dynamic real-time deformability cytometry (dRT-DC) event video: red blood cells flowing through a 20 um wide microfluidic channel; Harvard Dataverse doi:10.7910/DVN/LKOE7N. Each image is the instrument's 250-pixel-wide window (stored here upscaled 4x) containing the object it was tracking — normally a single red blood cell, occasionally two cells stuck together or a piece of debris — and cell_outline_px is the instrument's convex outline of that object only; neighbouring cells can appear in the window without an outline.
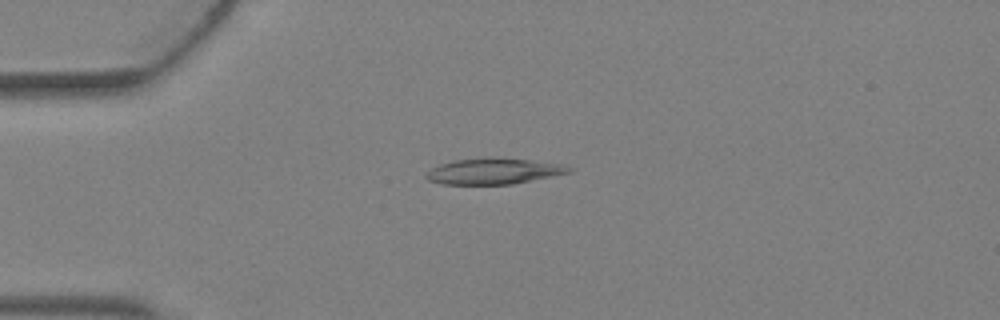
{"species": "Egyptian fruit bat (a non-hibernating species)", "species_latin": "Rousettus aegyptiacus", "temperature_condition": "warm", "stored_images_in_passage": 2, "camera_frame_rate_fps": 3000, "um_per_image_px": 0.085, "animal": {"sex": "female"}, "frame": {"image": 1, "passage_image": 2, "time_ms": 0.333, "image_size_px": [1000, 320], "cell_outline_px": [[572, 172], [512, 184], [440, 184], [428, 180], [424, 176], [432, 168], [440, 164], [456, 160], [528, 160], [560, 164], [572, 168]], "centroid_in_image_um": [41.94, 14.6], "position_along_channel_um": 43.1, "area_um2": 20.46}}